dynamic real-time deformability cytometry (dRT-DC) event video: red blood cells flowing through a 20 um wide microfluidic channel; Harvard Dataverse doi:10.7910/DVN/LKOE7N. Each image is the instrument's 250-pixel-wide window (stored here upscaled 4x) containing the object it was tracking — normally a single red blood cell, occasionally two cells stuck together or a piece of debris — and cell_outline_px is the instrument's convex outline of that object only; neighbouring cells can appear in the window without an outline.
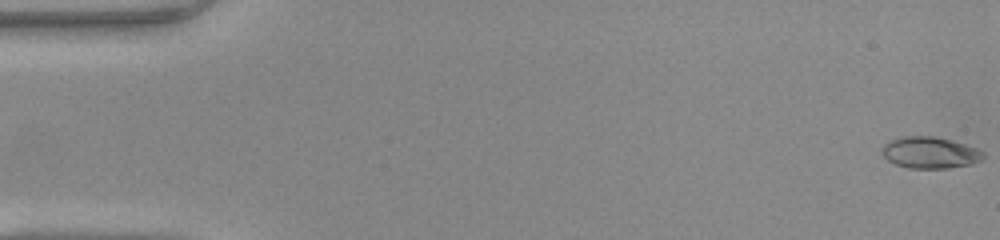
{"species": "common noctule bat (a hibernating species)", "species_latin": "Nyctalus noctula", "temperature_condition": "warm", "stored_images_in_passage": 49, "camera_frame_rate_fps": 3000, "um_per_image_px": 0.085, "animal": {"sex": "female", "body_mass_g": 22.0, "forearm_length_mm": 56.7}, "frame": {"image": 1, "passage_image": 1, "time_ms": 0.0, "image_size_px": [1000, 240], "cell_outline_px": [[984, 160], [972, 164], [948, 168], [908, 168], [896, 164], [888, 160], [884, 156], [880, 148], [888, 140], [904, 136], [932, 136], [952, 140], [980, 148], [984, 152]], "centroid_in_image_um": [79.08, 12.96], "position_along_channel_um": 5.9, "area_um2": 18.9}}
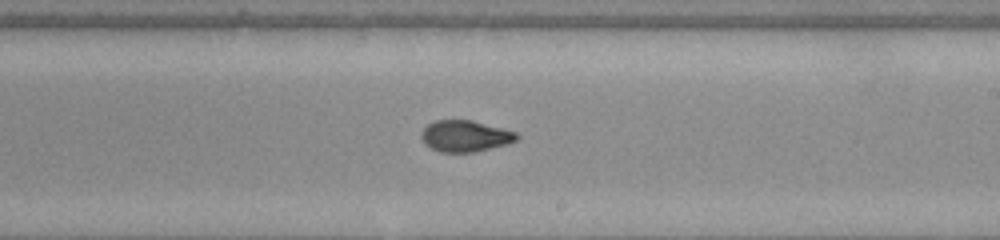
{"frame": {"image": 2, "passage_image": 29, "time_ms": 9.333, "image_size_px": [1000, 240], "cell_outline_px": [[520, 136], [516, 140], [504, 144], [472, 152], [440, 152], [424, 144], [420, 136], [420, 132], [428, 124], [436, 120], [472, 120], [516, 132]], "centroid_in_image_um": [39.49, 11.55], "position_along_channel_um": 249.5, "area_um2": 17.22}}
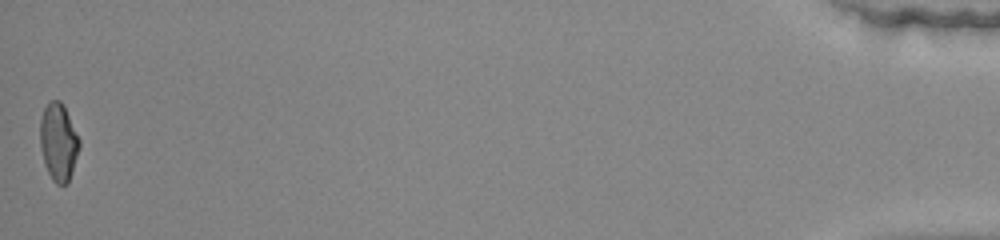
{"frame": {"image": 3, "passage_image": 49, "time_ms": 16.0, "image_size_px": [1000, 240], "cell_outline_px": [[80, 148], [68, 184], [56, 184], [52, 180], [44, 164], [40, 148], [40, 120], [44, 108], [52, 100], [60, 100], [80, 140]], "centroid_in_image_um": [4.96, 12.12], "position_along_channel_um": 430.2, "area_um2": 17.63}, "authors_computed_cell_mechanics": {"area_um2": 17.8024, "velocity_mm_per_s": 4.2199, "shape_relaxation_time_tau1_ms": 4.3554, "shape_relaxation_time_tau2_ms": 0.9705, "deformation_change_tau1": 0.2035, "deformation_change_tau2": 0.0661}}